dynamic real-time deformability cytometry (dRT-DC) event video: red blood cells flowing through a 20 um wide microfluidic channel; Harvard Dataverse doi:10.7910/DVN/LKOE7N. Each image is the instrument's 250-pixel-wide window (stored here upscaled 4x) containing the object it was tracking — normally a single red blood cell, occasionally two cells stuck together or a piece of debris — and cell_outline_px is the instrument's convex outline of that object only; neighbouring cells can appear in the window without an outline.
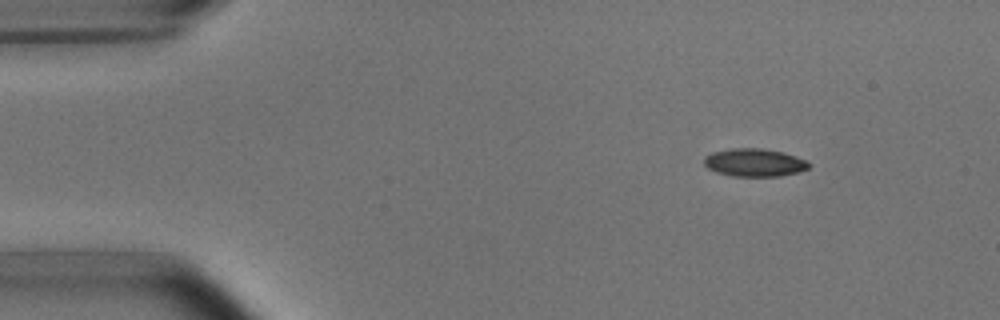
{"species": "common noctule bat (a hibernating species)", "species_latin": "Nyctalus noctula", "temperature_condition": "room temperature", "stored_images_in_passage": 13, "camera_frame_rate_fps": 3000, "um_per_image_px": 0.085, "animal": {"sex": "male", "body_mass_g": 15.6}, "frame": {"image": 1, "passage_image": 1, "time_ms": 0.0, "image_size_px": [1000, 320], "cell_outline_px": [[808, 168], [796, 172], [780, 176], [732, 176], [716, 172], [708, 168], [704, 164], [704, 156], [712, 152], [732, 148], [764, 148], [784, 152], [796, 156], [804, 160], [808, 164]], "centroid_in_image_um": [64.08, 13.8], "position_along_channel_um": 20.9, "area_um2": 16.99}}
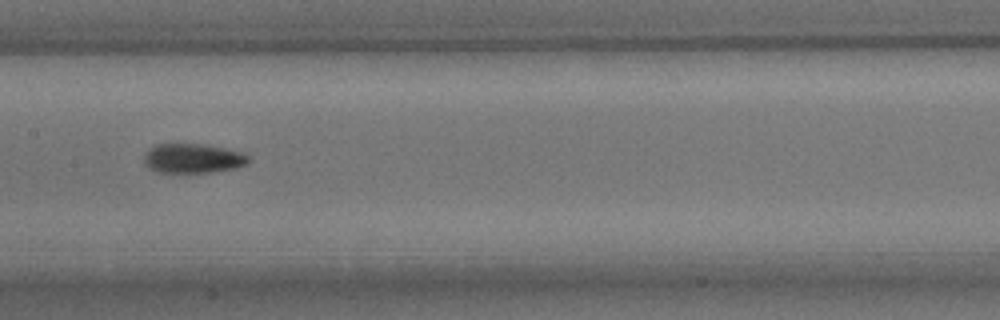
{"frame": {"image": 2, "passage_image": 6, "time_ms": 6.667, "image_size_px": [1000, 320], "cell_outline_px": [[252, 160], [248, 164], [236, 168], [212, 172], [156, 172], [148, 168], [144, 164], [144, 156], [156, 144], [204, 144], [224, 148], [240, 152], [248, 156]], "centroid_in_image_um": [16.42, 13.47], "position_along_channel_um": 191.0, "area_um2": 17.92}}
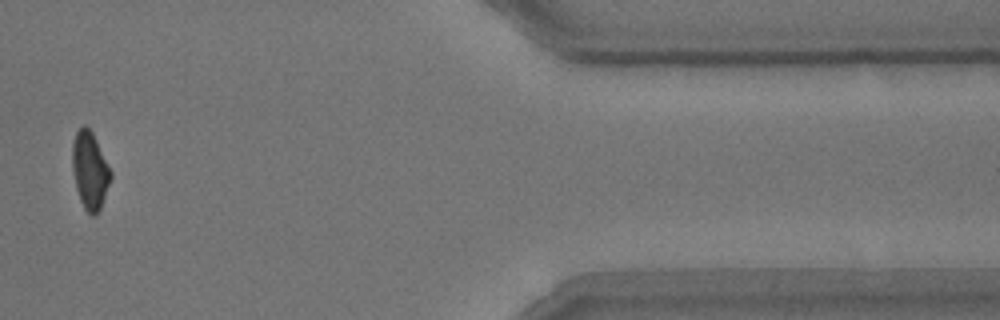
{"frame": {"image": 3, "passage_image": 12, "time_ms": 13.667, "image_size_px": [1000, 320], "cell_outline_px": [[112, 176], [100, 208], [96, 216], [92, 216], [84, 208], [80, 200], [76, 188], [72, 168], [72, 144], [76, 132], [84, 124], [92, 132], [112, 172]], "centroid_in_image_um": [7.63, 14.49], "position_along_channel_um": 403.8, "area_um2": 17.17}, "authors_computed_cell_mechanics": {"area_um2": 17.5712, "velocity_mm_per_s": 3.682, "shape_relaxation_time_tau1_ms": 2.4724, "shape_relaxation_time_tau2_ms": null, "deformation_change_tau1": 0.112, "deformation_change_tau2": null}}